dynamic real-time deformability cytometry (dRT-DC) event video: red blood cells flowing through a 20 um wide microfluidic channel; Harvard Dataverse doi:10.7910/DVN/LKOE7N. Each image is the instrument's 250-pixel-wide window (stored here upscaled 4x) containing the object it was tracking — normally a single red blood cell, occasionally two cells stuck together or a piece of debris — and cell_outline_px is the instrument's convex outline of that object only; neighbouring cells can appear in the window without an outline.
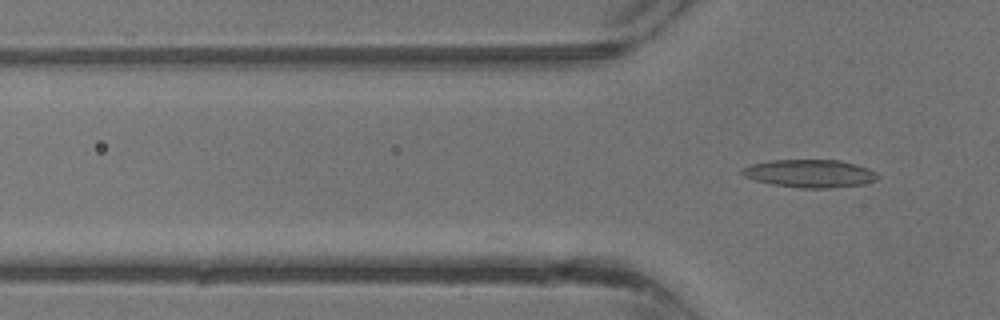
{"species": "common noctule bat (a hibernating species)", "species_latin": "Nyctalus noctula", "temperature_condition": "warm", "stored_images_in_passage": 10, "camera_frame_rate_fps": 3000, "um_per_image_px": 0.085, "animal": {"sex": "male", "body_mass_g": 13.3}, "frame": {"image": 1, "passage_image": 10, "time_ms": 3.0, "image_size_px": [1000, 320], "cell_outline_px": [[880, 176], [876, 180], [864, 184], [828, 188], [800, 188], [772, 184], [756, 180], [744, 176], [740, 172], [744, 168], [752, 164], [772, 160], [840, 160], [856, 164], [868, 168], [876, 172]], "centroid_in_image_um": [68.88, 14.75], "position_along_channel_um": 56.9, "area_um2": 21.96}}